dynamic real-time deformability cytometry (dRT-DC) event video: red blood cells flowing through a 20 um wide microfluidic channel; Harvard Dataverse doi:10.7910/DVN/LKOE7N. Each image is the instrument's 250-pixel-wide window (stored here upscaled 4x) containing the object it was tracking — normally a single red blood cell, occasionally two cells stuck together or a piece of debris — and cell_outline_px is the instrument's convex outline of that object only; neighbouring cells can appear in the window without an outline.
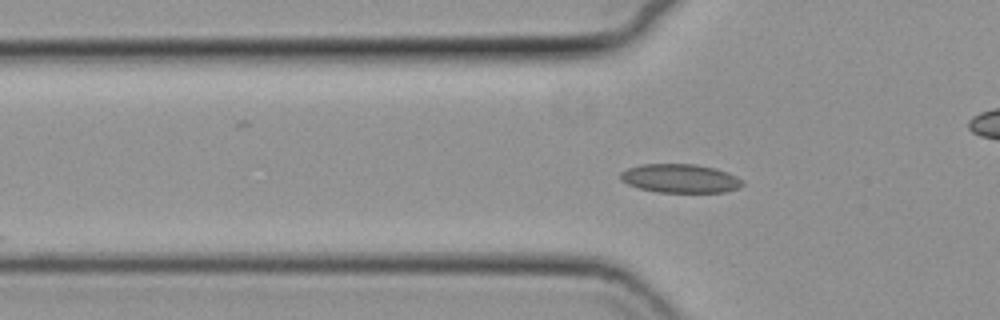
{"species": "common noctule bat (a hibernating species)", "species_latin": "Nyctalus noctula", "temperature_condition": "cold", "stored_images_in_passage": 32, "camera_frame_rate_fps": 3000, "um_per_image_px": 0.085, "animal": {"sex": "female", "body_mass_g": 19.3, "forearm_length_mm": 54.1}, "frame": {"image": 1, "passage_image": 7, "time_ms": 2.0, "image_size_px": [1000, 320], "cell_outline_px": [[744, 184], [740, 188], [724, 192], [656, 192], [636, 188], [620, 180], [620, 172], [628, 168], [640, 164], [696, 164], [716, 168], [728, 172], [736, 176]], "centroid_in_image_um": [57.79, 15.16], "position_along_channel_um": 68.0, "area_um2": 20.63}}
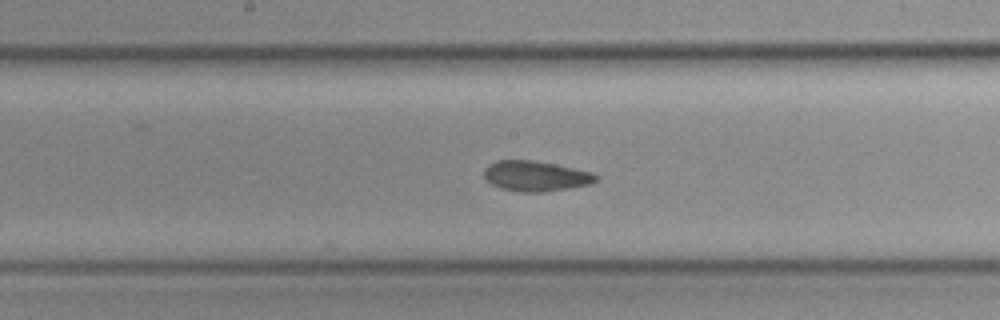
{"frame": {"image": 2, "passage_image": 18, "time_ms": 5.667, "image_size_px": [1000, 320], "cell_outline_px": [[600, 180], [592, 184], [568, 188], [540, 192], [520, 192], [500, 188], [492, 184], [484, 176], [484, 168], [488, 164], [496, 160], [532, 160], [556, 164], [592, 172], [600, 176]], "centroid_in_image_um": [45.57, 14.96], "position_along_channel_um": 202.6, "area_um2": 19.94}}
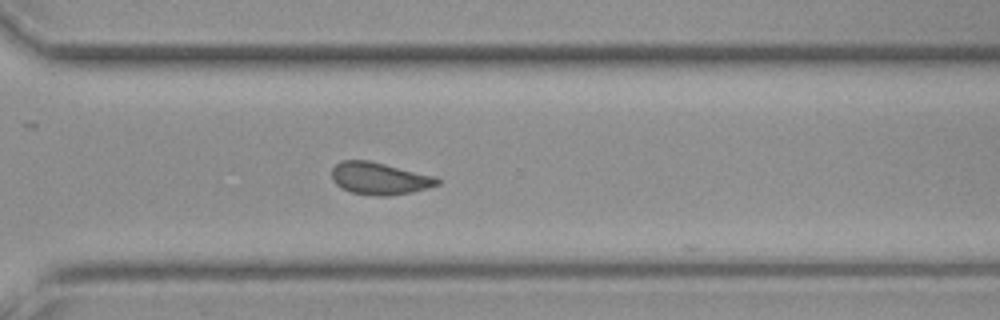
{"frame": {"image": 3, "passage_image": 29, "time_ms": 9.333, "image_size_px": [1000, 320], "cell_outline_px": [[440, 184], [428, 188], [412, 192], [388, 196], [376, 196], [352, 192], [340, 188], [332, 180], [332, 168], [340, 160], [368, 160], [436, 176], [440, 180]], "centroid_in_image_um": [32.26, 15.17], "position_along_channel_um": 338.3, "area_um2": 19.94}}